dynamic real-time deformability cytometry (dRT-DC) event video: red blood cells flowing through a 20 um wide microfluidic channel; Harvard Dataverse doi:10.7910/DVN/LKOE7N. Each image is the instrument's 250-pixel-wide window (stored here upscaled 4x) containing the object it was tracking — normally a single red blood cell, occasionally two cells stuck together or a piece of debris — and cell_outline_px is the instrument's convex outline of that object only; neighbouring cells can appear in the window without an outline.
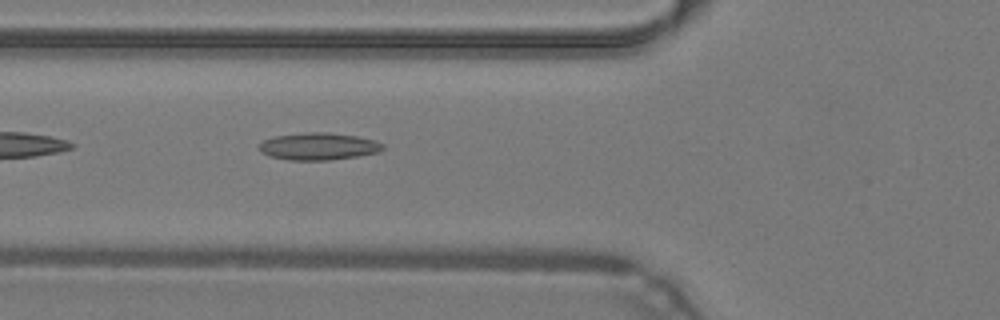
{"species": "common noctule bat (a hibernating species)", "species_latin": "Nyctalus noctula", "temperature_condition": "warm", "stored_images_in_passage": 25, "camera_frame_rate_fps": 3000, "um_per_image_px": 0.085, "animal": {"sex": "male", "body_mass_g": 19.2, "forearm_length_mm": 51.8}, "frame": {"image": 1, "passage_image": 4, "time_ms": 1.0, "image_size_px": [1000, 320], "cell_outline_px": [[384, 148], [376, 152], [356, 156], [332, 160], [288, 160], [272, 156], [260, 152], [260, 144], [264, 140], [276, 136], [304, 132], [328, 132], [356, 136], [376, 140], [384, 144]], "centroid_in_image_um": [27.09, 12.43], "position_along_channel_um": 98.7, "area_um2": 19.48}, "authors_computed_cell_mechanics": {"area_um2": 17.8602, "velocity_mm_per_s": 4.3074, "shape_relaxation_time_tau1_ms": null, "shape_relaxation_time_tau2_ms": 6.6206, "deformation_change_tau1": null, "deformation_change_tau2": 0.1833}}